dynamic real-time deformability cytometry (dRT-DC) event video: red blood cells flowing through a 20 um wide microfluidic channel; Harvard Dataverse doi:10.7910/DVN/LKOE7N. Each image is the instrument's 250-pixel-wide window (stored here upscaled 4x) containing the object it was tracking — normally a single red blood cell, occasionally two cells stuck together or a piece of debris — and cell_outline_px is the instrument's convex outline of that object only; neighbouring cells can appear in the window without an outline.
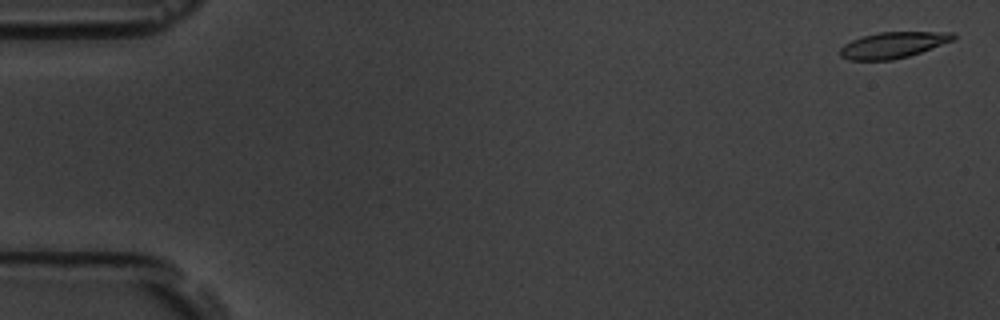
{"species": "common noctule bat (a hibernating species)", "species_latin": "Nyctalus noctula", "temperature_condition": "room temperature", "stored_images_in_passage": 2, "camera_frame_rate_fps": 3000, "um_per_image_px": 0.085, "animal": {"sex": "male", "body_mass_g": 19.5, "forearm_length_mm": 54.6}, "frame": {"image": 1, "passage_image": 1, "time_ms": 0.0, "image_size_px": [1000, 320], "cell_outline_px": [[956, 40], [908, 56], [892, 60], [848, 60], [840, 56], [840, 48], [844, 44], [852, 40], [864, 36], [880, 32], [956, 32]], "centroid_in_image_um": [75.94, 3.82], "position_along_channel_um": 9.1, "area_um2": 17.22}}